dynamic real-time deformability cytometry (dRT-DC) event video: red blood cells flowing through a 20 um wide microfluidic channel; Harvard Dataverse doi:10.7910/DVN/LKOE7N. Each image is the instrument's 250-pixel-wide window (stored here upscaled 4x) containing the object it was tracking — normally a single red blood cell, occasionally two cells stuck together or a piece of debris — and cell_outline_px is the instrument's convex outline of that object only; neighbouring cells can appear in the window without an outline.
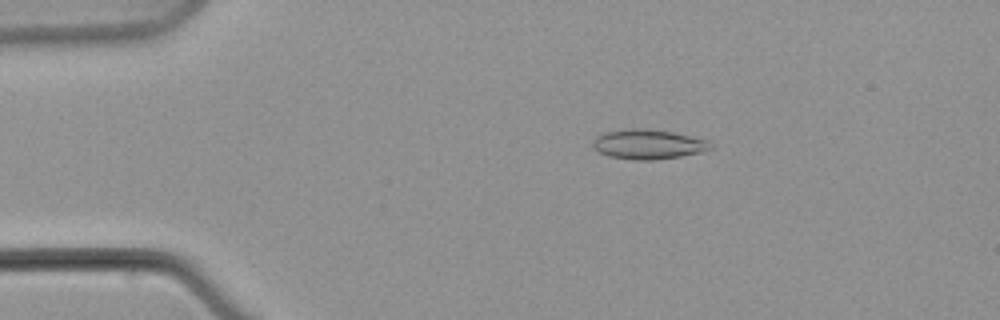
{"species": "common noctule bat (a hibernating species)", "species_latin": "Nyctalus noctula", "temperature_condition": "warm", "stored_images_in_passage": 8, "camera_frame_rate_fps": 3000, "um_per_image_px": 0.085, "animal": {"sex": "male", "body_mass_g": 21.5, "forearm_length_mm": 52.0}, "frame": {"image": 1, "passage_image": 4, "time_ms": 4.333, "image_size_px": [1000, 320], "cell_outline_px": [[716, 144], [712, 148], [700, 152], [680, 156], [652, 160], [636, 160], [612, 156], [600, 152], [592, 144], [596, 136], [604, 132], [632, 128], [644, 128], [672, 132], [708, 140]], "centroid_in_image_um": [55.14, 12.25], "position_along_channel_um": 29.9, "area_um2": 20.17}}
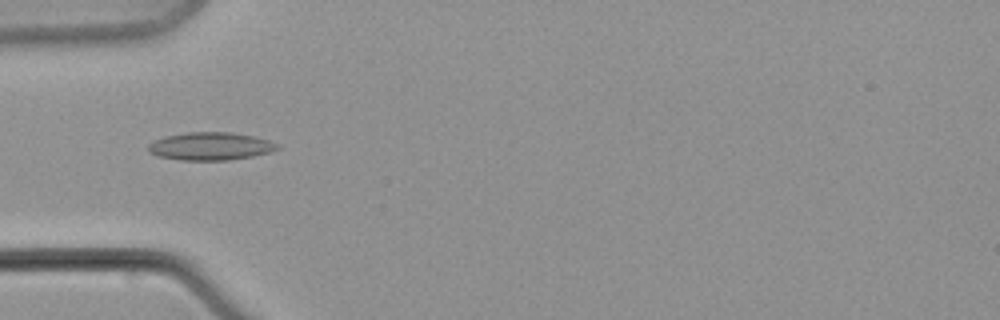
{"frame": {"image": 2, "passage_image": 6, "time_ms": 8.0, "image_size_px": [1000, 320], "cell_outline_px": [[280, 148], [268, 152], [252, 156], [228, 160], [180, 160], [156, 156], [148, 152], [148, 144], [164, 136], [188, 132], [232, 132], [256, 136], [268, 140], [276, 144]], "centroid_in_image_um": [17.85, 12.42], "position_along_channel_um": 67.1, "area_um2": 20.98}}
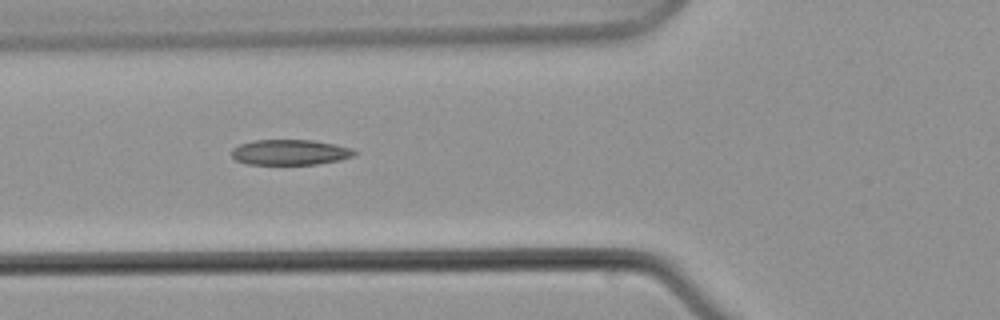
{"frame": {"image": 3, "passage_image": 7, "time_ms": 9.333, "image_size_px": [1000, 320], "cell_outline_px": [[356, 152], [352, 156], [340, 160], [316, 164], [244, 164], [236, 160], [232, 156], [232, 148], [240, 144], [256, 140], [312, 140], [336, 144], [352, 148]], "centroid_in_image_um": [24.64, 12.94], "position_along_channel_um": 101.2, "area_um2": 18.15}}